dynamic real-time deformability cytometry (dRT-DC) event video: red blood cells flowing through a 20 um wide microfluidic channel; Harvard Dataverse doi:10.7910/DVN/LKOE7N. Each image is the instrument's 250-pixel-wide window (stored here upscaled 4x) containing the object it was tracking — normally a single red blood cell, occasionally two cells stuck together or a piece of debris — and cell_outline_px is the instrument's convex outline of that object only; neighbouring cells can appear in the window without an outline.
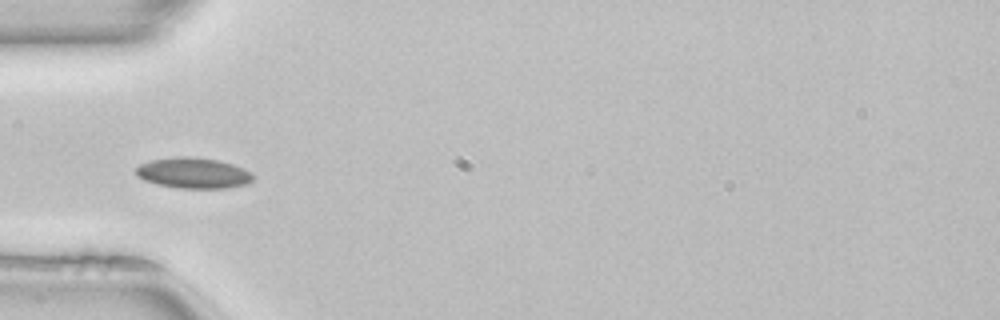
{"species": "common noctule bat (a hibernating species)", "species_latin": "Nyctalus noctula", "temperature_condition": "room temperature", "stored_images_in_passage": 16, "camera_frame_rate_fps": 3000, "um_per_image_px": 0.085, "animal": {"sex": "female", "body_mass_g": 22.7, "forearm_length_mm": 54.2}, "frame": {"image": 1, "passage_image": 3, "time_ms": 0.667, "image_size_px": [1000, 320], "cell_outline_px": [[256, 176], [248, 184], [228, 188], [180, 188], [160, 184], [144, 180], [136, 176], [136, 168], [140, 164], [152, 160], [172, 156], [192, 156], [216, 160], [232, 164], [244, 168]], "centroid_in_image_um": [16.46, 14.7], "position_along_channel_um": 68.5, "area_um2": 21.04}}